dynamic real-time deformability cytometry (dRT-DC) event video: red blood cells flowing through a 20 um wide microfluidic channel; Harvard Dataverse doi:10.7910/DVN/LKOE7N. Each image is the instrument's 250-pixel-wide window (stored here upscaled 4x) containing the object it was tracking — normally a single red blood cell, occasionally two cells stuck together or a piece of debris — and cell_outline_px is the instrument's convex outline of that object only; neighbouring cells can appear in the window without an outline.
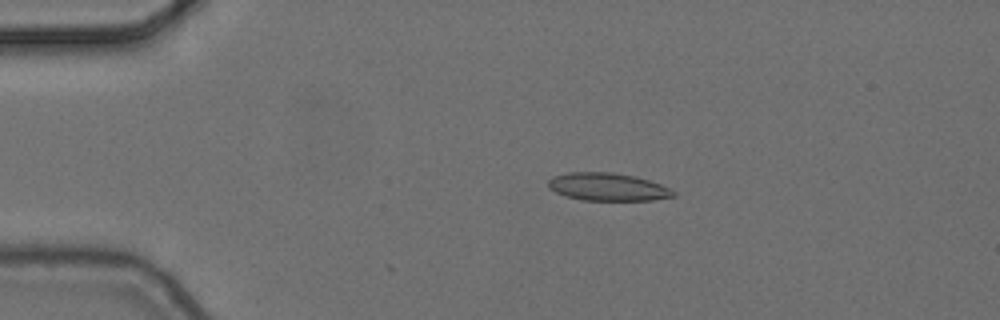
{"species": "common noctule bat (a hibernating species)", "species_latin": "Nyctalus noctula", "temperature_condition": "cold", "stored_images_in_passage": 5, "camera_frame_rate_fps": 3000, "um_per_image_px": 0.085, "animal": {"sex": "female", "body_mass_g": 24.6, "forearm_length_mm": 56.2}, "frame": {"image": 1, "passage_image": 3, "time_ms": 0.667, "image_size_px": [1000, 320], "cell_outline_px": [[676, 196], [652, 200], [584, 200], [568, 196], [556, 192], [548, 188], [548, 180], [552, 176], [568, 172], [612, 172], [636, 176], [660, 184], [676, 192]], "centroid_in_image_um": [51.65, 15.87], "position_along_channel_um": 33.4, "area_um2": 20.23}}
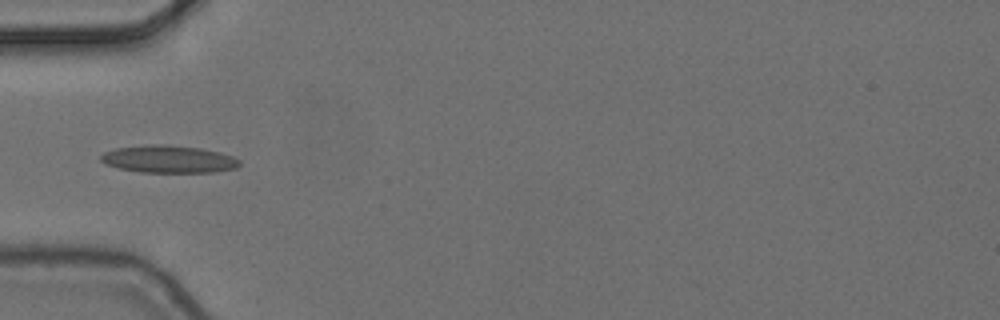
{"frame": {"image": 2, "passage_image": 5, "time_ms": 1.333, "image_size_px": [1000, 320], "cell_outline_px": [[240, 164], [236, 168], [216, 172], [140, 172], [120, 168], [104, 164], [100, 160], [100, 156], [104, 152], [116, 148], [148, 144], [164, 144], [200, 148], [220, 152], [232, 156], [240, 160]], "centroid_in_image_um": [14.33, 13.52], "position_along_channel_um": 70.7, "area_um2": 22.25}}